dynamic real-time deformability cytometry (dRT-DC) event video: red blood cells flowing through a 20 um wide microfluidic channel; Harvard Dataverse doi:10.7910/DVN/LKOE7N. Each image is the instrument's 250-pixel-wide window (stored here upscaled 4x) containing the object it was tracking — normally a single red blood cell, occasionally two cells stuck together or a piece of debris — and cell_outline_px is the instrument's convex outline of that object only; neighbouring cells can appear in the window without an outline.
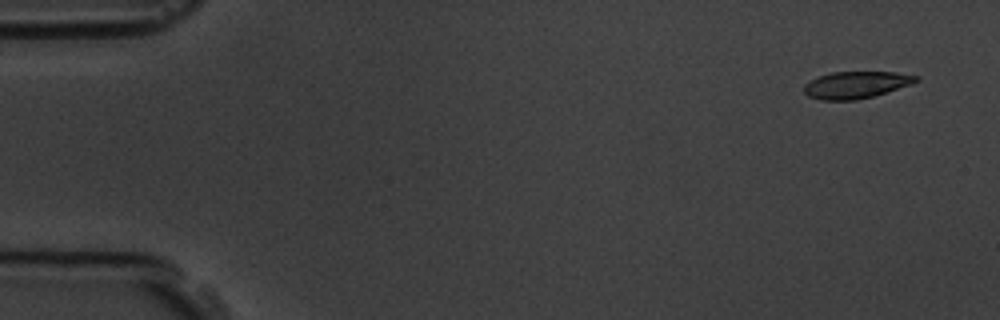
{"species": "common noctule bat (a hibernating species)", "species_latin": "Nyctalus noctula", "temperature_condition": "room temperature", "stored_images_in_passage": 6, "camera_frame_rate_fps": 3000, "um_per_image_px": 0.085, "animal": {"sex": "male", "body_mass_g": 19.5, "forearm_length_mm": 54.6}, "frame": {"image": 1, "passage_image": 1, "time_ms": 0.0, "image_size_px": [1000, 320], "cell_outline_px": [[920, 80], [912, 84], [872, 96], [856, 100], [820, 100], [808, 96], [804, 92], [804, 84], [820, 76], [832, 72], [896, 72], [920, 76]], "centroid_in_image_um": [72.78, 7.21], "position_along_channel_um": 12.2, "area_um2": 17.51}}
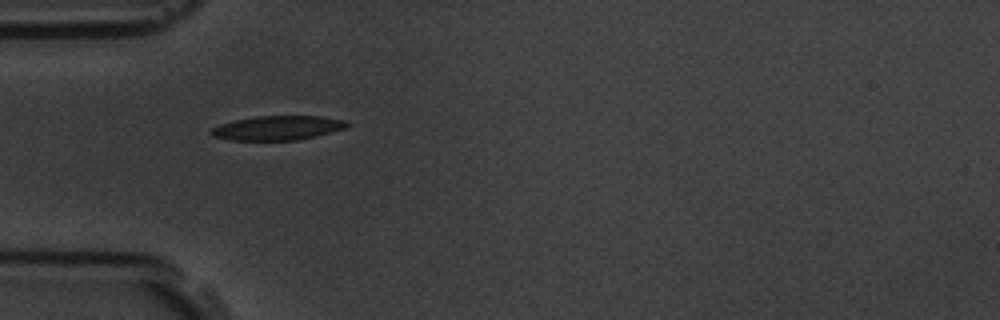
{"frame": {"image": 2, "passage_image": 5, "time_ms": 4.667, "image_size_px": [1000, 320], "cell_outline_px": [[352, 124], [348, 128], [316, 136], [296, 140], [232, 140], [212, 136], [208, 132], [212, 128], [220, 124], [236, 120], [256, 116], [320, 116], [344, 120]], "centroid_in_image_um": [23.63, 10.87], "position_along_channel_um": 61.4, "area_um2": 19.31}}
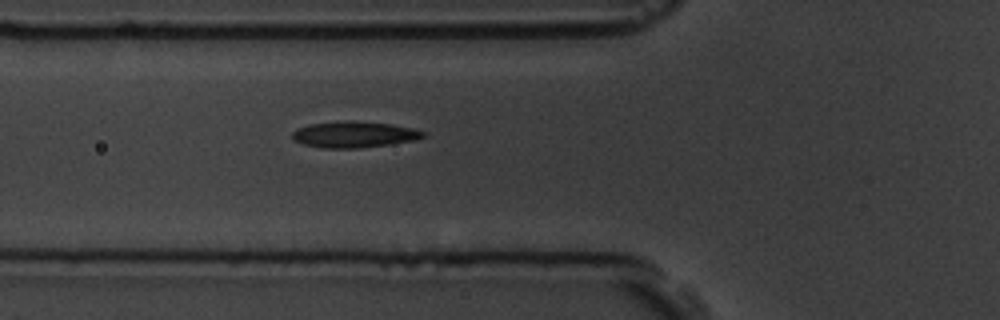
{"frame": {"image": 3, "passage_image": 6, "time_ms": 5.667, "image_size_px": [1000, 320], "cell_outline_px": [[428, 132], [424, 136], [412, 140], [388, 144], [360, 148], [320, 148], [304, 144], [292, 140], [292, 132], [296, 128], [308, 124], [344, 120], [348, 120], [392, 124], [412, 128]], "centroid_in_image_um": [30.04, 11.42], "position_along_channel_um": 95.8, "area_um2": 20.06}}